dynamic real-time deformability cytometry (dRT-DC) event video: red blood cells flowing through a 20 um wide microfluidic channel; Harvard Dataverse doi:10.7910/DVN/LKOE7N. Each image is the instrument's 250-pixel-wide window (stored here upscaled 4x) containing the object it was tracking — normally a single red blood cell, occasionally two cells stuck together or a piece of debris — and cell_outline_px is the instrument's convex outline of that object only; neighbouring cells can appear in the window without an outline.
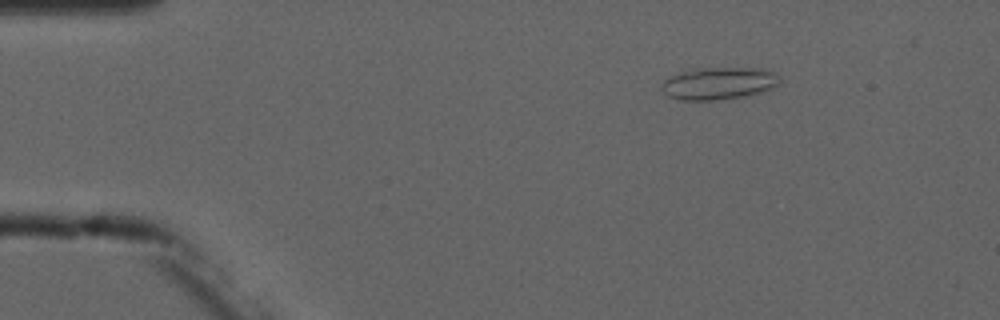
{"species": "common noctule bat (a hibernating species)", "species_latin": "Nyctalus noctula", "temperature_condition": "cold", "stored_images_in_passage": 5, "camera_frame_rate_fps": 3000, "um_per_image_px": 0.085, "animal": {"sex": "male", "forearm_length_mm": 52.5}, "frame": {"image": 1, "passage_image": 2, "time_ms": 1.0, "image_size_px": [1000, 320], "cell_outline_px": [[780, 80], [772, 88], [760, 92], [744, 96], [712, 100], [680, 100], [668, 96], [660, 88], [660, 84], [664, 80], [680, 72], [700, 68], [768, 68], [776, 72], [780, 76]], "centroid_in_image_um": [61.11, 7.07], "position_along_channel_um": 23.9, "area_um2": 22.25}}
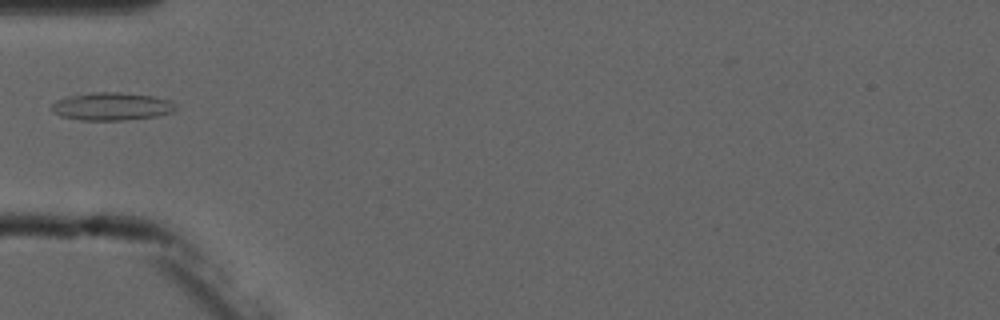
{"frame": {"image": 2, "passage_image": 4, "time_ms": 4.333, "image_size_px": [1000, 320], "cell_outline_px": [[176, 112], [156, 116], [124, 120], [80, 120], [60, 116], [52, 112], [48, 108], [56, 100], [64, 96], [92, 92], [120, 92], [152, 96], [172, 100], [176, 104]], "centroid_in_image_um": [9.47, 9.04], "position_along_channel_um": 75.5, "area_um2": 20.58}}
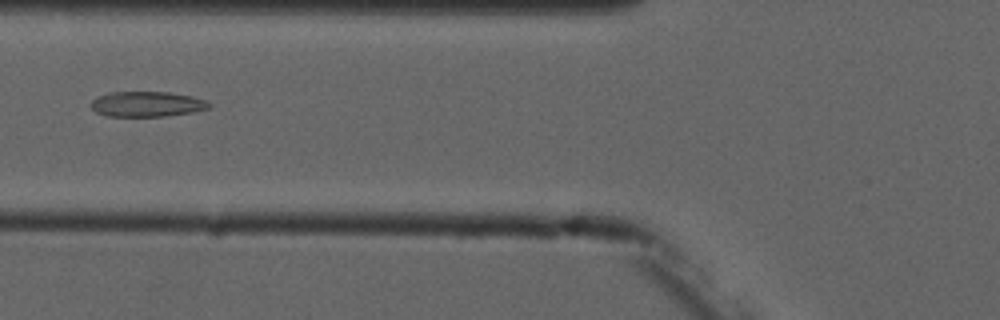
{"frame": {"image": 3, "passage_image": 5, "time_ms": 5.333, "image_size_px": [1000, 320], "cell_outline_px": [[212, 108], [192, 112], [168, 116], [108, 116], [96, 112], [88, 104], [92, 100], [108, 92], [168, 92], [192, 96], [208, 100], [212, 104]], "centroid_in_image_um": [12.53, 8.85], "position_along_channel_um": 113.3, "area_um2": 17.57}}